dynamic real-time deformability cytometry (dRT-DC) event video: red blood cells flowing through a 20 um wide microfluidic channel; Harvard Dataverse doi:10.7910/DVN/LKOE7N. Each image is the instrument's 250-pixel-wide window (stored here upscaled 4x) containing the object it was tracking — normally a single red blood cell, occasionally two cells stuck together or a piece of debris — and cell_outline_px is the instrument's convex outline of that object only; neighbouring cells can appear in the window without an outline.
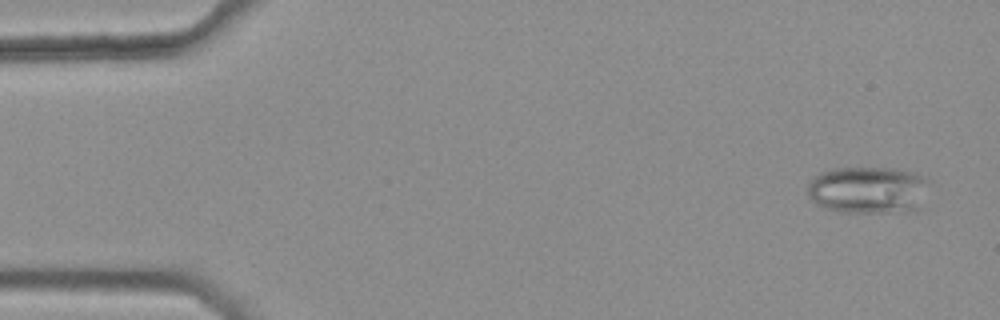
{"species": "common noctule bat (a hibernating species)", "species_latin": "Nyctalus noctula", "temperature_condition": "warm", "stored_images_in_passage": 46, "camera_frame_rate_fps": 3000, "um_per_image_px": 0.085, "animal": {"sex": "female", "body_mass_g": 25.1}, "frame": {"image": 1, "passage_image": 3, "time_ms": 0.667, "image_size_px": [1000, 320], "cell_outline_px": [[928, 180], [916, 212], [840, 212], [816, 204], [808, 196], [808, 184], [820, 172], [832, 168], [892, 168], [916, 172], [924, 176]], "centroid_in_image_um": [73.78, 16.14], "position_along_channel_um": 11.2, "area_um2": 33.35}}
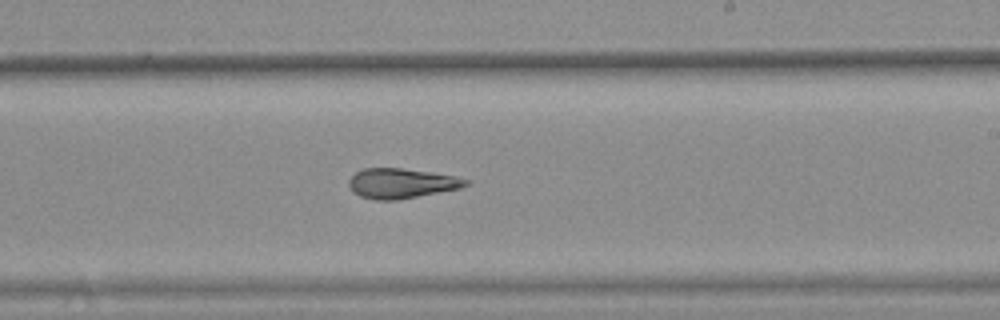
{"frame": {"image": 2, "passage_image": 32, "time_ms": 10.333, "image_size_px": [1000, 320], "cell_outline_px": [[472, 180], [468, 184], [460, 188], [396, 200], [376, 200], [360, 196], [348, 184], [348, 180], [356, 172], [364, 168], [400, 168], [432, 172], [456, 176]], "centroid_in_image_um": [34.15, 15.57], "position_along_channel_um": 254.9, "area_um2": 20.23}}
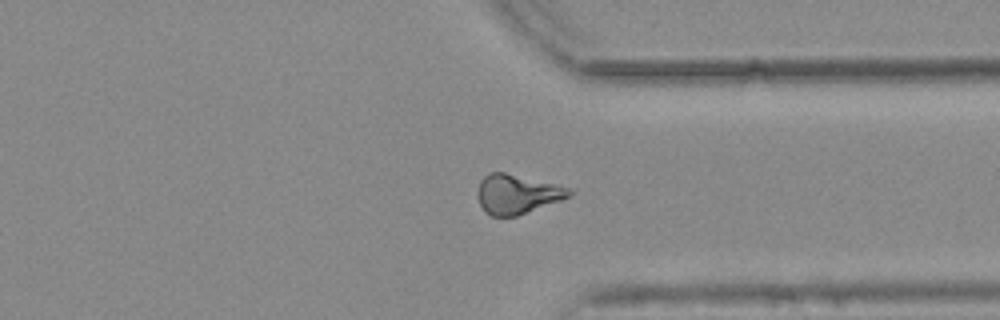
{"frame": {"image": 3, "passage_image": 41, "time_ms": 13.333, "image_size_px": [1000, 320], "cell_outline_px": [[576, 192], [560, 200], [516, 216], [492, 216], [484, 212], [476, 196], [476, 192], [480, 180], [488, 172], [504, 172], [556, 184], [572, 188]], "centroid_in_image_um": [43.92, 16.49], "position_along_channel_um": 367.5, "area_um2": 21.1}, "authors_computed_cell_mechanics": {"area_um2": 21.2126, "velocity_mm_per_s": 3.7715, "shape_relaxation_time_tau1_ms": null, "shape_relaxation_time_tau2_ms": 4.3007, "deformation_change_tau1": null, "deformation_change_tau2": 0.1309}}